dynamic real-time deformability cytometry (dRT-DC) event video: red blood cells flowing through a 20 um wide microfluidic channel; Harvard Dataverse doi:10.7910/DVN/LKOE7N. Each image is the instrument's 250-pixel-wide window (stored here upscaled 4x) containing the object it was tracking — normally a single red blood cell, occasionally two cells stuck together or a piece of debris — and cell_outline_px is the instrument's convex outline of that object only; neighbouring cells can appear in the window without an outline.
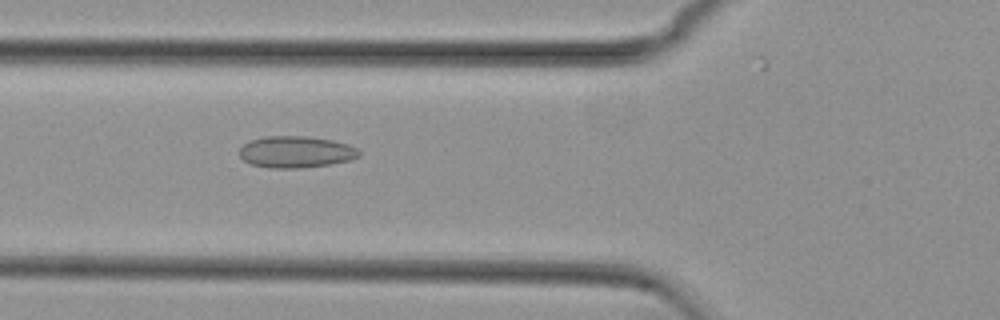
{"species": "common noctule bat (a hibernating species)", "species_latin": "Nyctalus noctula", "temperature_condition": "cold", "stored_images_in_passage": 45, "camera_frame_rate_fps": 3000, "um_per_image_px": 0.085, "animal": {"sex": "female", "body_mass_g": 29.2, "forearm_length_mm": 56.3}, "frame": {"image": 1, "passage_image": 16, "time_ms": 5.0, "image_size_px": [1000, 320], "cell_outline_px": [[360, 156], [348, 160], [332, 164], [304, 168], [268, 168], [252, 164], [244, 160], [240, 156], [240, 148], [248, 140], [264, 136], [304, 136], [332, 140], [348, 144], [360, 148]], "centroid_in_image_um": [25.17, 12.91], "position_along_channel_um": 100.6, "area_um2": 22.25}}
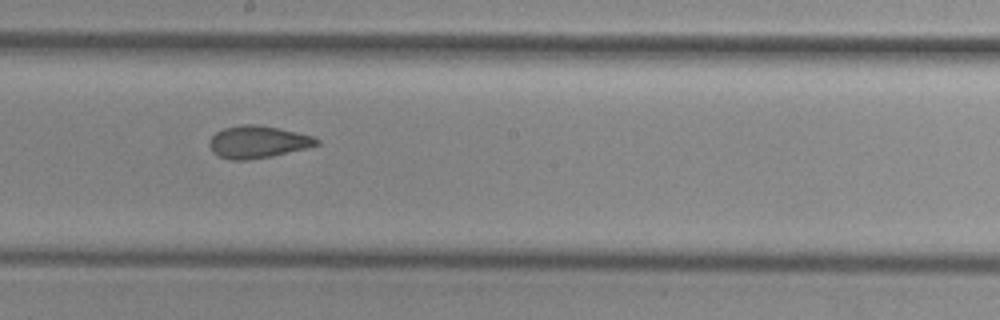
{"frame": {"image": 2, "passage_image": 26, "time_ms": 8.333, "image_size_px": [1000, 320], "cell_outline_px": [[320, 144], [272, 156], [248, 160], [232, 160], [220, 156], [212, 152], [208, 144], [208, 140], [216, 132], [224, 128], [240, 124], [256, 124], [296, 132], [312, 136], [320, 140]], "centroid_in_image_um": [21.86, 12.06], "position_along_channel_um": 226.3, "area_um2": 20.06}}
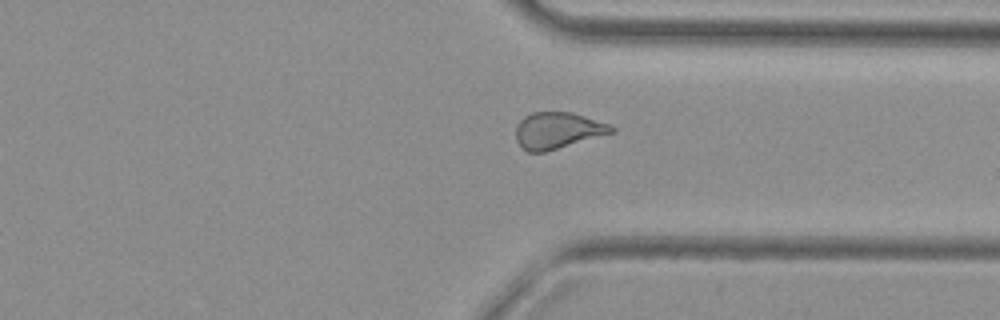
{"frame": {"image": 3, "passage_image": 37, "time_ms": 12.0, "image_size_px": [1000, 320], "cell_outline_px": [[616, 132], [544, 152], [528, 152], [520, 148], [516, 140], [516, 128], [520, 120], [524, 116], [532, 112], [572, 112], [612, 124], [616, 128]], "centroid_in_image_um": [47.42, 11.09], "position_along_channel_um": 364.0, "area_um2": 20.58}}